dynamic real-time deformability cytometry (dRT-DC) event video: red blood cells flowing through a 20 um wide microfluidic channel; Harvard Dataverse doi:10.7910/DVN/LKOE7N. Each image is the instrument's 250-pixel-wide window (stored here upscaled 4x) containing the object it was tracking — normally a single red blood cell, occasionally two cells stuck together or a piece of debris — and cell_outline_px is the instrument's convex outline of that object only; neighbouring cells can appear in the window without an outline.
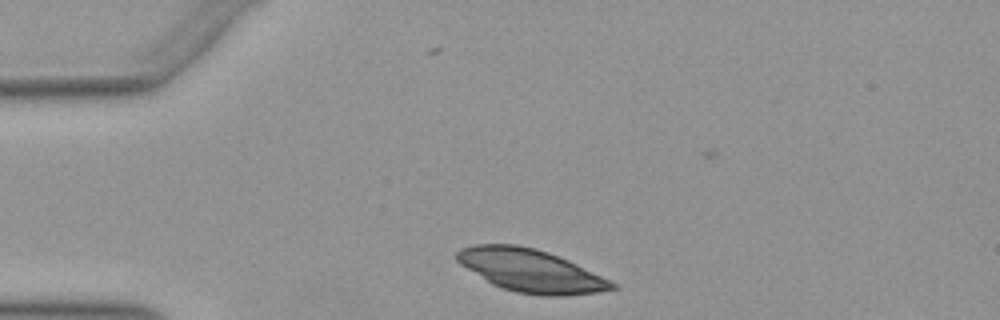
{"species": "Egyptian fruit bat (a non-hibernating species)", "species_latin": "Rousettus aegyptiacus", "temperature_condition": "warm", "stored_images_in_passage": 34, "camera_frame_rate_fps": 3000, "um_per_image_px": 0.085, "animal": {"sex": "female"}, "frame": {"image": 1, "passage_image": 3, "time_ms": 0.667, "image_size_px": [1000, 320], "cell_outline_px": [[616, 288], [596, 292], [564, 296], [540, 296], [516, 292], [500, 288], [492, 284], [460, 264], [456, 260], [456, 252], [460, 248], [472, 244], [516, 244], [536, 248], [548, 252], [568, 260], [616, 284]], "centroid_in_image_um": [45.04, 23.0], "position_along_channel_um": 40.0, "area_um2": 38.49}}